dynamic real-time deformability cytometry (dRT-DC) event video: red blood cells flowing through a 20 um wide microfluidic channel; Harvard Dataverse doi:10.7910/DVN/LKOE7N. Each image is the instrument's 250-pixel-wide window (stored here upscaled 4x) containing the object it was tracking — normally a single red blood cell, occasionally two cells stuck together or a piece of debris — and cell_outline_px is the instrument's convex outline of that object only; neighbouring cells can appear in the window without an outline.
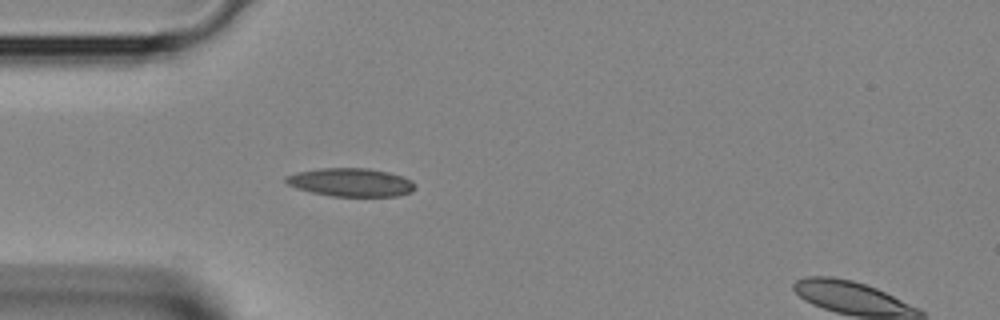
{"species": "Egyptian fruit bat (a non-hibernating species)", "species_latin": "Rousettus aegyptiacus", "temperature_condition": "room temperature", "stored_images_in_passage": 3, "segment_of_instrument_passage": [1, 2], "camera_frame_rate_fps": 3000, "um_per_image_px": 0.085, "animal": {"sex": "female"}, "frame": {"image": 1, "passage_image": 2, "time_ms": 0.333, "image_size_px": [1000, 320], "cell_outline_px": [[416, 188], [412, 192], [396, 196], [332, 196], [312, 192], [296, 188], [288, 184], [284, 180], [284, 176], [296, 172], [320, 168], [368, 168], [388, 172], [404, 176], [412, 180], [416, 184]], "centroid_in_image_um": [29.84, 15.49], "position_along_channel_um": 55.2, "area_um2": 21.5}}